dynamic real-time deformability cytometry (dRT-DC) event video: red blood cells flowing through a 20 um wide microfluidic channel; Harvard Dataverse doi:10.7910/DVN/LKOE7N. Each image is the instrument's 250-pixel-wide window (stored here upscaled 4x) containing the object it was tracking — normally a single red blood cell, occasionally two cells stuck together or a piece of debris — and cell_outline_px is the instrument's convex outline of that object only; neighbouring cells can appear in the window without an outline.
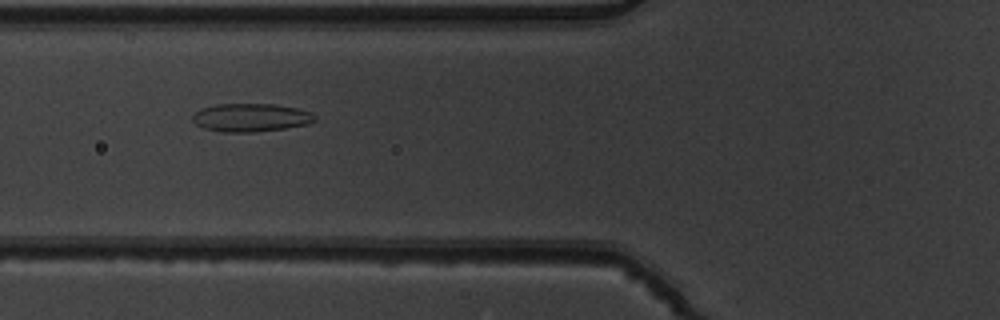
{"species": "common noctule bat (a hibernating species)", "species_latin": "Nyctalus noctula", "temperature_condition": "warm", "stored_images_in_passage": 8, "camera_frame_rate_fps": 3000, "um_per_image_px": 0.085, "animal": {"sex": "male", "body_mass_g": 19.5, "forearm_length_mm": 54.6}, "frame": {"image": 1, "passage_image": 6, "time_ms": 1.667, "image_size_px": [1000, 320], "cell_outline_px": [[316, 120], [308, 124], [284, 128], [256, 132], [224, 132], [204, 128], [196, 124], [192, 120], [192, 116], [200, 108], [216, 104], [276, 104], [296, 108], [312, 112], [316, 116]], "centroid_in_image_um": [21.33, 9.99], "position_along_channel_um": 104.5, "area_um2": 20.17}}
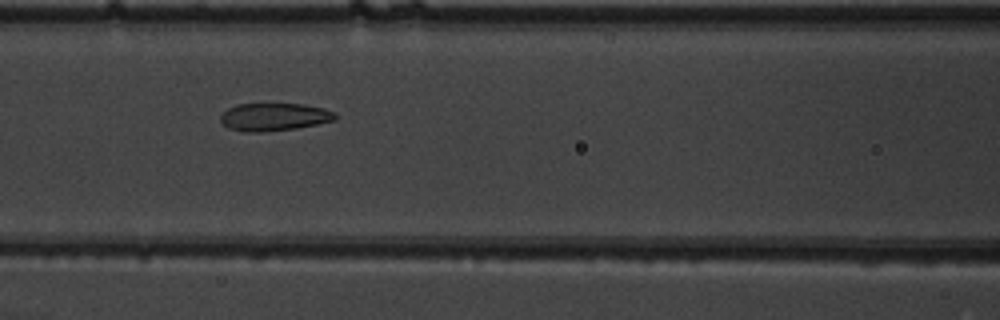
{"frame": {"image": 2, "passage_image": 7, "time_ms": 2.0, "image_size_px": [1000, 320], "cell_outline_px": [[336, 120], [296, 128], [260, 132], [248, 132], [228, 128], [220, 120], [220, 116], [228, 108], [236, 104], [304, 104], [324, 108], [336, 112]], "centroid_in_image_um": [23.31, 9.93], "position_along_channel_um": 143.3, "area_um2": 18.5}}
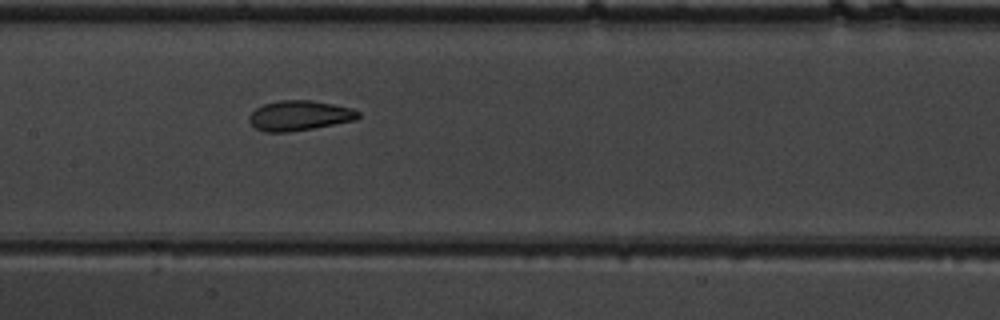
{"frame": {"image": 3, "passage_image": 8, "time_ms": 2.333, "image_size_px": [1000, 320], "cell_outline_px": [[360, 116], [356, 120], [312, 128], [288, 132], [264, 132], [256, 128], [248, 120], [248, 116], [256, 108], [264, 104], [280, 100], [312, 100], [352, 108], [360, 112]], "centroid_in_image_um": [25.44, 9.82], "position_along_channel_um": 182.0, "area_um2": 19.02}}